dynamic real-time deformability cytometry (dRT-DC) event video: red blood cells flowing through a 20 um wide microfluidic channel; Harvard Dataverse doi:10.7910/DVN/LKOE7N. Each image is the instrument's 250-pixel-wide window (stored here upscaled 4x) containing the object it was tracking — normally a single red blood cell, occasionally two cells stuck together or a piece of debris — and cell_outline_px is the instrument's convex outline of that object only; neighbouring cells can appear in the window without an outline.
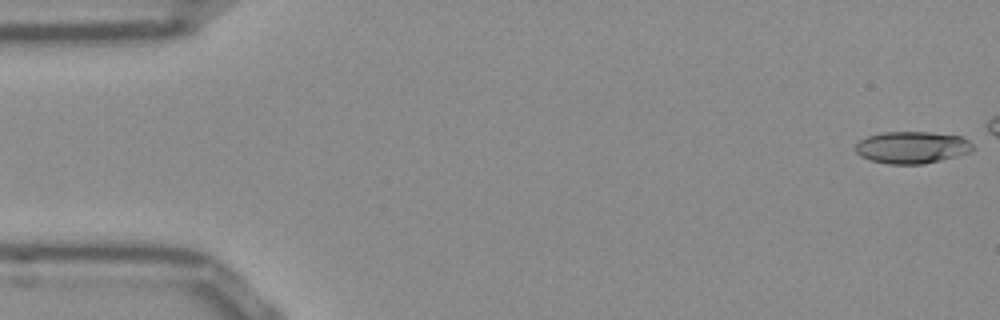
{"species": "Egyptian fruit bat (a non-hibernating species)", "species_latin": "Rousettus aegyptiacus", "temperature_condition": "room temperature", "stored_images_in_passage": 42, "camera_frame_rate_fps": 3000, "um_per_image_px": 0.085, "frame": {"image": 1, "passage_image": 1, "time_ms": 0.0, "image_size_px": [1000, 320], "cell_outline_px": [[976, 148], [972, 152], [924, 164], [888, 164], [872, 160], [860, 156], [856, 152], [856, 144], [860, 140], [868, 136], [884, 132], [928, 132], [960, 136], [968, 140]], "centroid_in_image_um": [77.54, 12.53], "position_along_channel_um": 7.5, "area_um2": 21.85}}
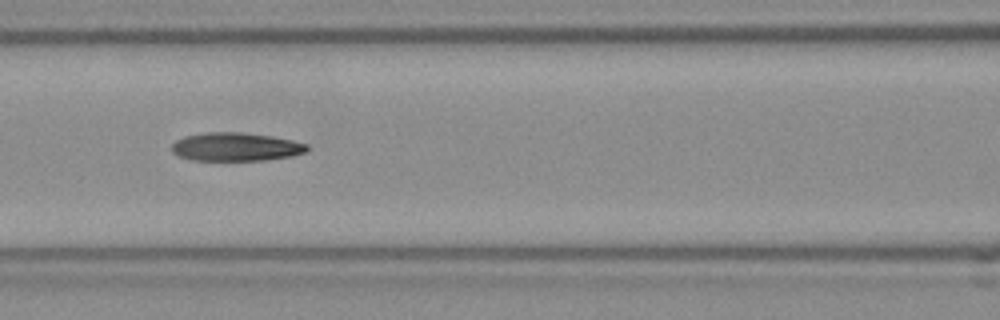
{"frame": {"image": 2, "passage_image": 22, "time_ms": 7.0, "image_size_px": [1000, 320], "cell_outline_px": [[308, 148], [304, 152], [292, 156], [264, 160], [192, 160], [180, 156], [172, 152], [172, 144], [176, 140], [184, 136], [204, 132], [240, 132], [268, 136], [292, 140], [308, 144]], "centroid_in_image_um": [20.01, 12.48], "position_along_channel_um": 146.6, "area_um2": 22.25}}
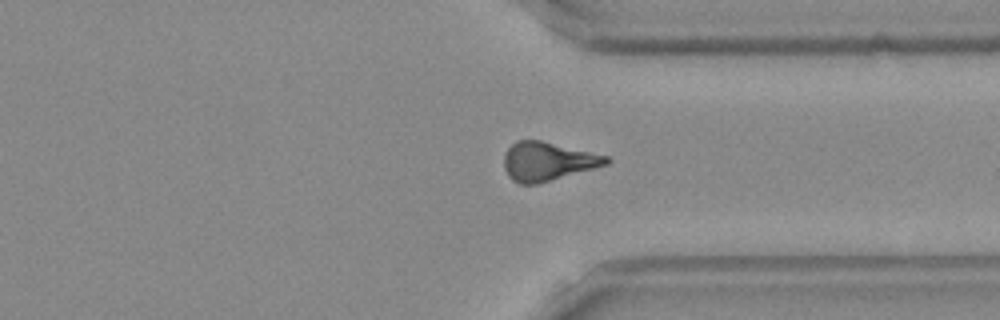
{"frame": {"image": 3, "passage_image": 39, "time_ms": 12.667, "image_size_px": [1000, 320], "cell_outline_px": [[612, 160], [608, 164], [536, 184], [520, 184], [512, 180], [508, 176], [504, 168], [504, 156], [508, 148], [516, 140], [540, 140], [608, 156]], "centroid_in_image_um": [46.53, 13.71], "position_along_channel_um": 364.9, "area_um2": 22.83}}